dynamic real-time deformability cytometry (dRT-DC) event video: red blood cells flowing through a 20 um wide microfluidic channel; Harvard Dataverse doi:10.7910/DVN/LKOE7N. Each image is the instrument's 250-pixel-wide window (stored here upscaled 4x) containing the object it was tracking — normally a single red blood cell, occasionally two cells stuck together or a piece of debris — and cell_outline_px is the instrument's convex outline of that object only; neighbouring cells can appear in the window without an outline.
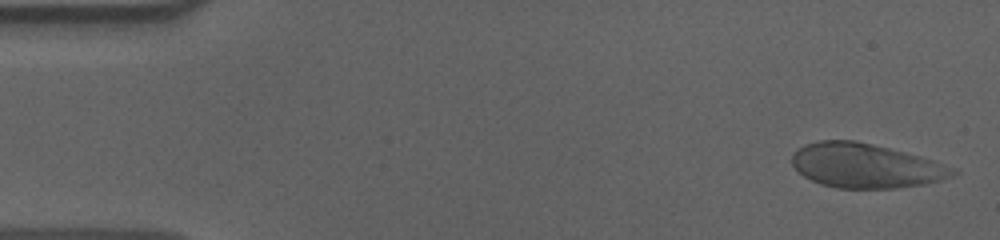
{"species": "human", "species_latin": "Homo sapiens", "temperature_condition": "cold", "stored_images_in_passage": 55, "camera_frame_rate_fps": 3000, "um_per_image_px": 0.085, "donor": {"sex": "male"}, "frame": {"image": 1, "passage_image": 2, "time_ms": 0.333, "image_size_px": [1000, 240], "cell_outline_px": [[960, 172], [952, 176], [940, 180], [924, 184], [896, 188], [836, 188], [820, 184], [804, 176], [792, 164], [792, 152], [804, 144], [820, 140], [856, 140], [920, 156], [956, 168]], "centroid_in_image_um": [73.57, 14.08], "position_along_channel_um": 11.4, "area_um2": 41.56}}
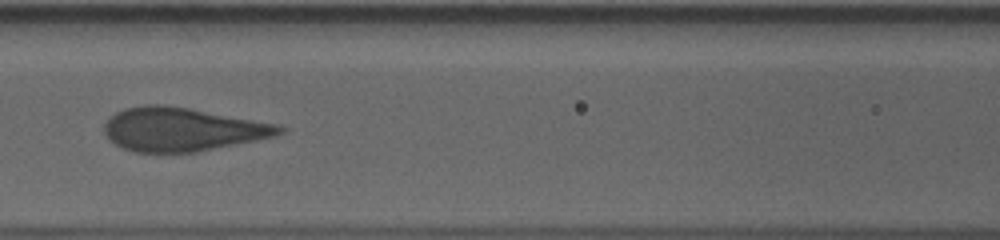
{"frame": {"image": 2, "passage_image": 24, "time_ms": 7.667, "image_size_px": [1000, 240], "cell_outline_px": [[288, 128], [284, 132], [276, 136], [196, 152], [136, 152], [124, 148], [116, 144], [104, 132], [104, 124], [116, 112], [124, 108], [144, 104], [164, 104], [188, 108], [280, 124]], "centroid_in_image_um": [15.53, 10.98], "position_along_channel_um": 151.1, "area_um2": 44.33}}
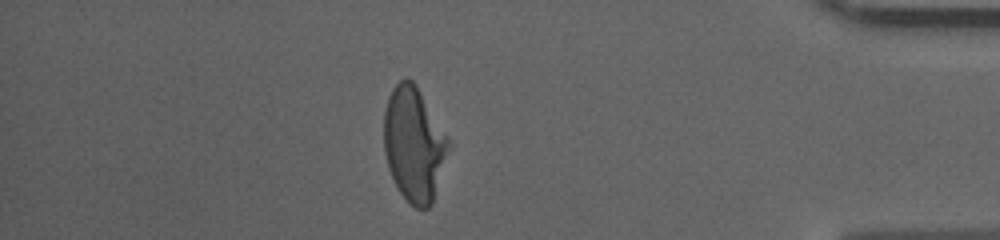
{"frame": {"image": 3, "passage_image": 48, "time_ms": 15.667, "image_size_px": [1000, 240], "cell_outline_px": [[452, 144], [432, 204], [428, 208], [416, 208], [400, 192], [388, 168], [384, 152], [384, 112], [388, 96], [392, 88], [404, 76], [412, 80], [416, 84]], "centroid_in_image_um": [35.2, 12.23], "position_along_channel_um": 400.0, "area_um2": 43.18}, "authors_computed_cell_mechanics": {"area_um2": 43.9858, "velocity_mm_per_s": 3.6046, "shape_relaxation_time_tau1_ms": 4.1035, "shape_relaxation_time_tau2_ms": null, "deformation_change_tau1": 0.1719, "deformation_change_tau2": null}}